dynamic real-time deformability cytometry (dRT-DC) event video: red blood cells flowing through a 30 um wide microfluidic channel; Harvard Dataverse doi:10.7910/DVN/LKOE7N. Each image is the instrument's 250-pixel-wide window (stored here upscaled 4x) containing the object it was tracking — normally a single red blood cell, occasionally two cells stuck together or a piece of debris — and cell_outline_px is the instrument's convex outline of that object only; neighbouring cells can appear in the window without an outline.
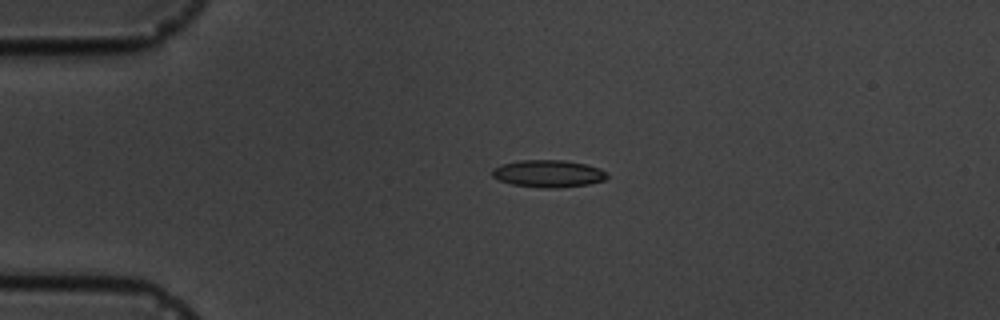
{"species": "common noctule bat (a hibernating species)", "species_latin": "Nyctalus noctula", "temperature_condition": "cold", "stored_images_in_passage": 4, "camera_frame_rate_fps": 3000, "um_per_image_px": 0.085, "animal": {"sex": "male", "body_mass_g": 19.5, "forearm_length_mm": 54.6}, "frame": {"image": 1, "passage_image": 3, "time_ms": 2.333, "image_size_px": [1000, 320], "cell_outline_px": [[608, 176], [604, 180], [588, 184], [560, 188], [544, 188], [512, 184], [500, 180], [492, 176], [492, 168], [500, 164], [520, 160], [564, 160], [588, 164], [600, 168], [608, 172]], "centroid_in_image_um": [46.63, 14.75], "position_along_channel_um": 38.4, "area_um2": 18.44}}